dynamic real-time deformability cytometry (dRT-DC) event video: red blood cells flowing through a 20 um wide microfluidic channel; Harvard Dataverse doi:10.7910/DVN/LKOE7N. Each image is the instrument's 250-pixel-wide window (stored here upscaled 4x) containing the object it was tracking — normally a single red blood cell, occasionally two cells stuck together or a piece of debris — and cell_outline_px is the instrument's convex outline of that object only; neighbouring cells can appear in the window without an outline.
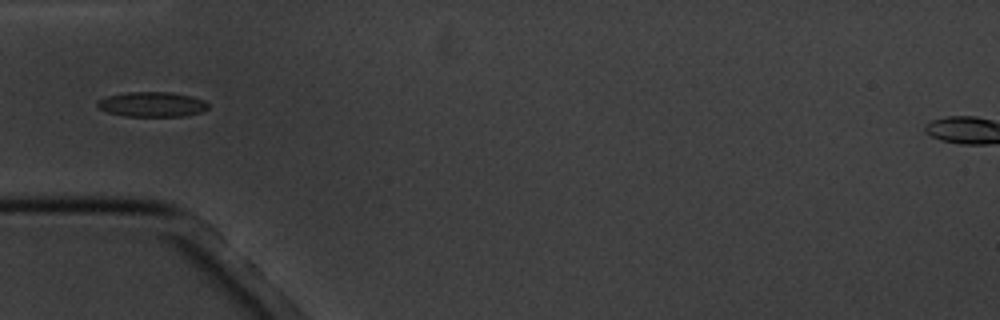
{"species": "common noctule bat (a hibernating species)", "species_latin": "Nyctalus noctula", "temperature_condition": "cold", "stored_images_in_passage": 10, "camera_frame_rate_fps": 3000, "um_per_image_px": 0.085, "animal": {"sex": "male", "body_mass_g": 20.1, "forearm_length_mm": 53.5}, "frame": {"image": 1, "passage_image": 6, "time_ms": 5.667, "image_size_px": [1000, 320], "cell_outline_px": [[208, 108], [200, 112], [188, 116], [124, 116], [108, 112], [96, 108], [96, 104], [100, 100], [108, 96], [124, 92], [172, 92], [192, 96], [204, 100], [208, 104]], "centroid_in_image_um": [12.93, 8.87], "position_along_channel_um": 72.1, "area_um2": 16.18}}
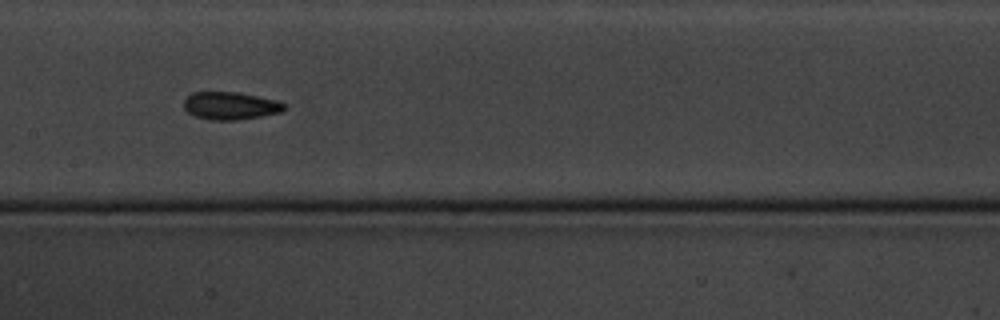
{"frame": {"image": 2, "passage_image": 9, "time_ms": 9.0, "image_size_px": [1000, 320], "cell_outline_px": [[288, 108], [280, 112], [260, 116], [236, 120], [208, 120], [196, 116], [188, 112], [184, 108], [184, 100], [192, 92], [236, 92], [280, 100]], "centroid_in_image_um": [19.6, 8.98], "position_along_channel_um": 187.8, "area_um2": 16.24}}
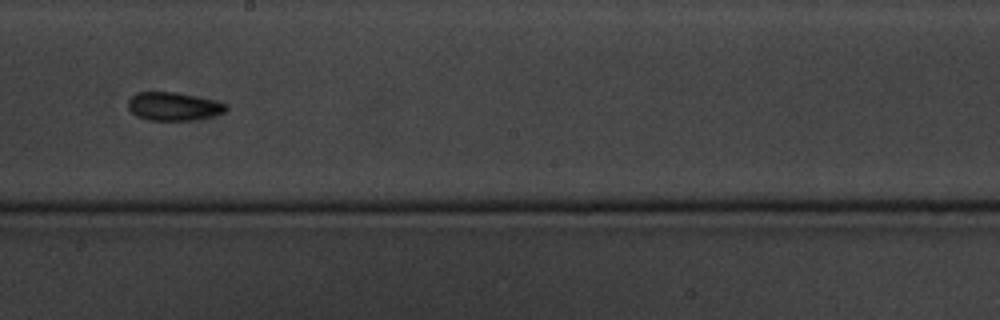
{"frame": {"image": 3, "passage_image": 10, "time_ms": 10.333, "image_size_px": [1000, 320], "cell_outline_px": [[228, 108], [224, 112], [212, 116], [192, 120], [148, 120], [136, 116], [128, 108], [128, 100], [136, 92], [176, 92], [212, 100], [228, 104]], "centroid_in_image_um": [14.73, 9.04], "position_along_channel_um": 233.5, "area_um2": 16.07}}